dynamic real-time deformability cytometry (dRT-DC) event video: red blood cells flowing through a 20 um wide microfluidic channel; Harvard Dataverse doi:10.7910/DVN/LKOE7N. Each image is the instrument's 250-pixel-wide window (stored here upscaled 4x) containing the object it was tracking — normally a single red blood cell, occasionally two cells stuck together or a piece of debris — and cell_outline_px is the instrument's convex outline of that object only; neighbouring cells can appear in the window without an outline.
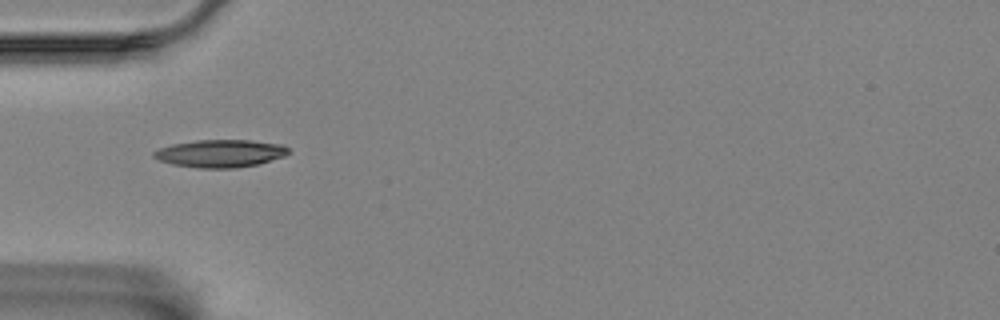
{"species": "Egyptian fruit bat (a non-hibernating species)", "species_latin": "Rousettus aegyptiacus", "temperature_condition": "room temperature", "stored_images_in_passage": 41, "camera_frame_rate_fps": 3000, "um_per_image_px": 0.085, "animal": {"sex": "female"}, "frame": {"image": 1, "passage_image": 1, "time_ms": 0.0, "image_size_px": [1000, 320], "cell_outline_px": [[288, 152], [284, 156], [256, 164], [236, 168], [200, 168], [172, 164], [160, 160], [152, 156], [152, 152], [160, 148], [172, 144], [196, 140], [252, 140], [284, 144], [288, 148]], "centroid_in_image_um": [18.72, 13.03], "position_along_channel_um": 66.3, "area_um2": 21.62}}
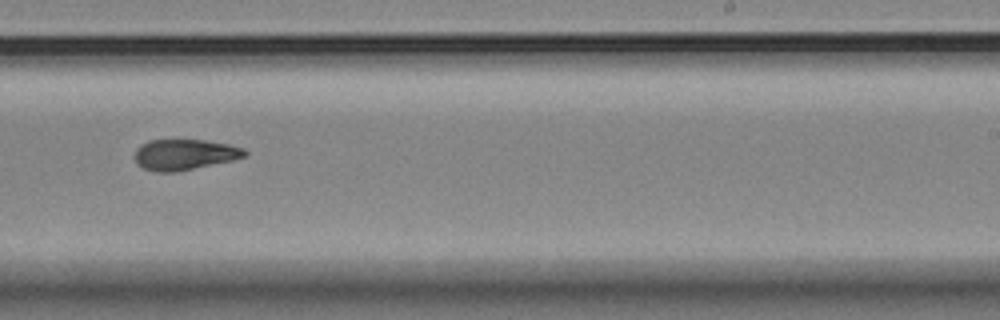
{"frame": {"image": 2, "passage_image": 19, "time_ms": 6.0, "image_size_px": [1000, 320], "cell_outline_px": [[248, 156], [232, 160], [176, 172], [156, 172], [144, 168], [136, 164], [132, 156], [136, 148], [140, 144], [148, 140], [204, 140], [228, 144], [244, 148], [248, 152]], "centroid_in_image_um": [15.64, 13.13], "position_along_channel_um": 273.4, "area_um2": 19.94}}
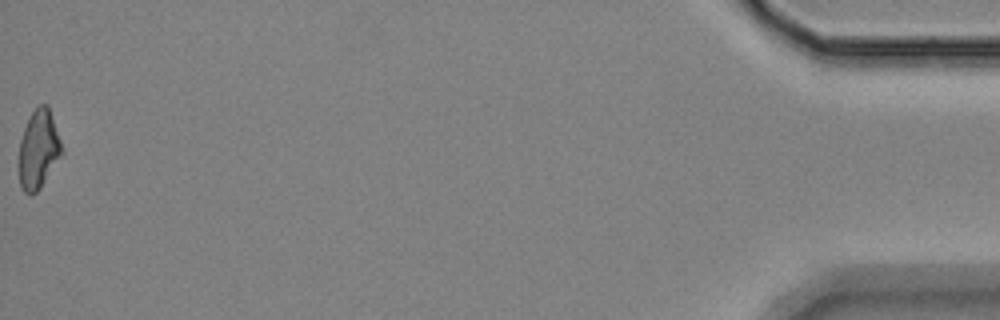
{"frame": {"image": 3, "passage_image": 41, "time_ms": 13.333, "image_size_px": [1000, 320], "cell_outline_px": [[64, 152], [40, 188], [36, 192], [24, 192], [20, 184], [20, 140], [24, 128], [32, 112], [40, 104], [48, 104], [64, 148]], "centroid_in_image_um": [3.32, 12.66], "position_along_channel_um": 431.9, "area_um2": 19.42}, "authors_computed_cell_mechanics": {"area_um2": 19.941, "velocity_mm_per_s": 3.4453, "shape_relaxation_time_tau1_ms": 6.5936, "shape_relaxation_time_tau2_ms": 5.879, "deformation_change_tau1": 0.1446, "deformation_change_tau2": 0.1279}}